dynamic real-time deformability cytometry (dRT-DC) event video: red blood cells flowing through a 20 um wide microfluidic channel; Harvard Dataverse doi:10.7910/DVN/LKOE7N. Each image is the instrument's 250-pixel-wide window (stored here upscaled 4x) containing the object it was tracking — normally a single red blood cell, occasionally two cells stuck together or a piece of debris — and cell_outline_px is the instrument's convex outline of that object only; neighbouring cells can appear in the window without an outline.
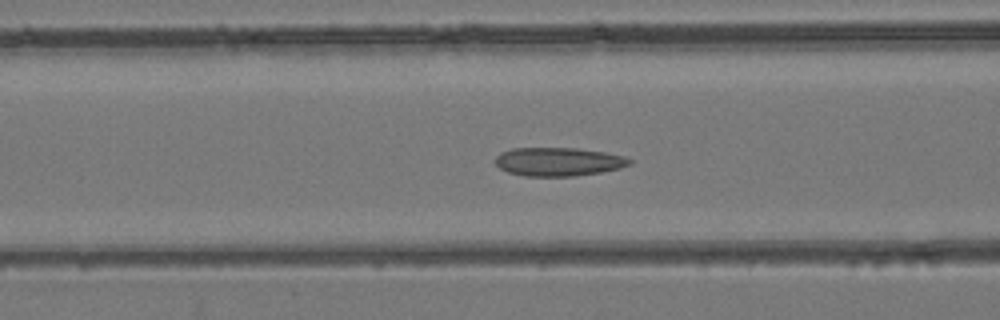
{"species": "common noctule bat (a hibernating species)", "species_latin": "Nyctalus noctula", "temperature_condition": "room temperature", "stored_images_in_passage": 50, "camera_frame_rate_fps": 3000, "um_per_image_px": 0.085, "animal": {"sex": "female", "body_mass_g": 24.6, "forearm_length_mm": 56.2}, "frame": {"image": 1, "passage_image": 20, "time_ms": 6.333, "image_size_px": [1000, 320], "cell_outline_px": [[632, 164], [620, 168], [600, 172], [572, 176], [524, 176], [508, 172], [500, 168], [496, 164], [496, 156], [500, 152], [512, 148], [576, 148], [604, 152], [624, 156], [632, 160]], "centroid_in_image_um": [47.46, 13.74], "position_along_channel_um": 119.1, "area_um2": 22.31}}
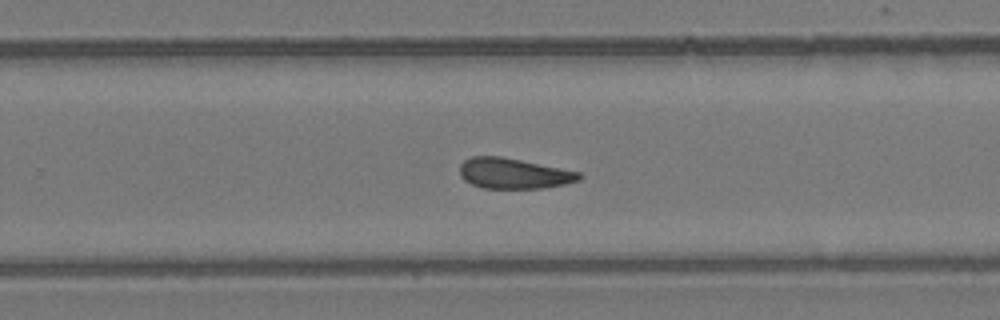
{"frame": {"image": 2, "passage_image": 32, "time_ms": 10.333, "image_size_px": [1000, 320], "cell_outline_px": [[584, 176], [580, 180], [564, 184], [544, 188], [484, 188], [472, 184], [464, 180], [460, 176], [460, 164], [464, 160], [472, 156], [500, 156], [580, 172]], "centroid_in_image_um": [43.66, 14.74], "position_along_channel_um": 286.1, "area_um2": 21.15}}
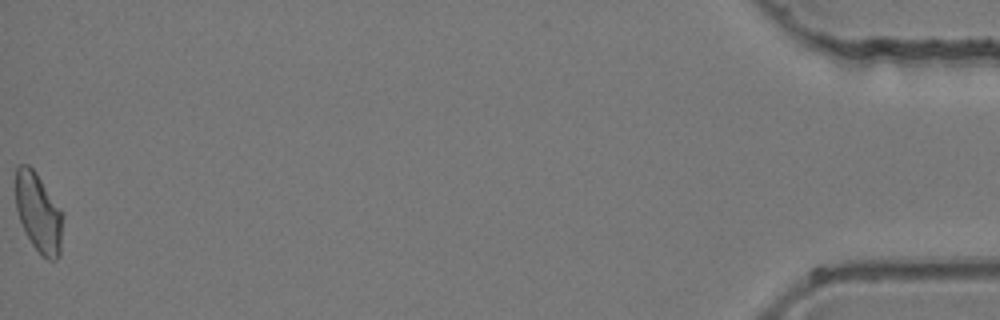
{"frame": {"image": 3, "passage_image": 50, "time_ms": 16.333, "image_size_px": [1000, 320], "cell_outline_px": [[64, 216], [60, 256], [56, 260], [48, 260], [32, 244], [16, 212], [16, 168], [20, 164], [28, 164], [36, 172], [60, 208]], "centroid_in_image_um": [3.3, 18.08], "position_along_channel_um": 431.9, "area_um2": 21.73}}